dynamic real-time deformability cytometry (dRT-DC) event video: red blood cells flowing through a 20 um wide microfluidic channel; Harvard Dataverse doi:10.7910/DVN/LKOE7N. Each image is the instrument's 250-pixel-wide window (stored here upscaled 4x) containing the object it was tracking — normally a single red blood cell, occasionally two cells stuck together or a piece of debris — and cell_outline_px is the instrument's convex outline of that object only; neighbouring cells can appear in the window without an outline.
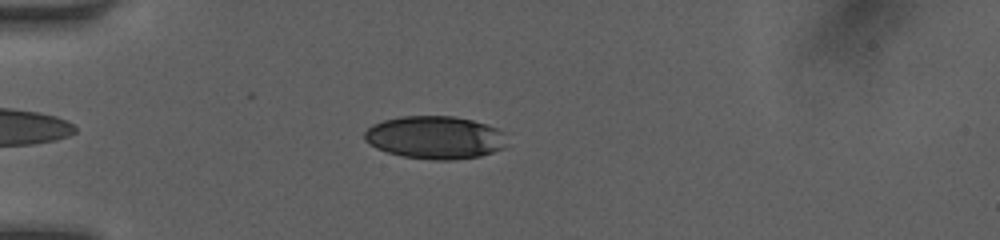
{"species": "human", "species_latin": "Homo sapiens", "temperature_condition": "room temperature", "stored_images_in_passage": 38, "camera_frame_rate_fps": 3000, "um_per_image_px": 0.085, "donor": {"sex": "female"}, "frame": {"image": 1, "passage_image": 6, "time_ms": 1.667, "image_size_px": [1000, 240], "cell_outline_px": [[504, 148], [480, 156], [452, 160], [436, 160], [404, 156], [388, 152], [376, 148], [368, 144], [364, 140], [364, 132], [372, 124], [384, 120], [400, 116], [452, 116], [472, 120], [496, 128], [504, 132]], "centroid_in_image_um": [36.94, 11.68], "position_along_channel_um": 48.1, "area_um2": 35.43}}
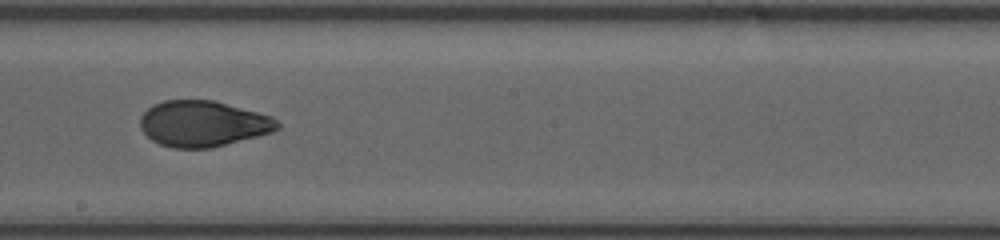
{"frame": {"image": 2, "passage_image": 21, "time_ms": 6.667, "image_size_px": [1000, 240], "cell_outline_px": [[280, 128], [272, 132], [212, 148], [172, 148], [160, 144], [152, 140], [140, 128], [140, 116], [152, 104], [164, 100], [212, 100], [272, 116], [280, 124]], "centroid_in_image_um": [17.23, 10.51], "position_along_channel_um": 231.0, "area_um2": 36.65}}
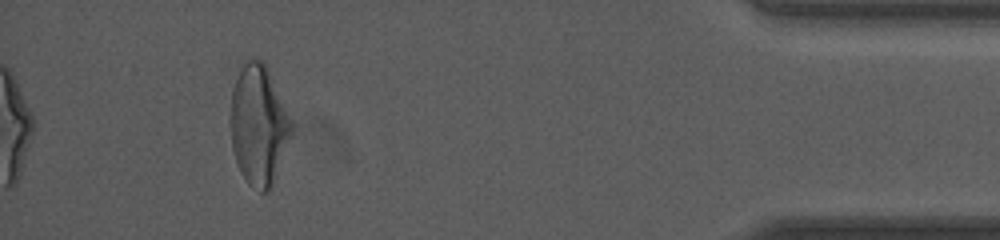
{"frame": {"image": 3, "passage_image": 38, "time_ms": 12.333, "image_size_px": [1000, 240], "cell_outline_px": [[292, 132], [272, 184], [264, 192], [260, 192], [248, 184], [240, 172], [232, 148], [232, 88], [240, 60], [260, 60], [268, 68], [292, 120]], "centroid_in_image_um": [21.97, 10.57], "position_along_channel_um": 413.2, "area_um2": 42.14}, "authors_computed_cell_mechanics": {"area_um2": 37.3099, "velocity_mm_per_s": 4.1544, "shape_relaxation_time_tau1_ms": 5.0404, "shape_relaxation_time_tau2_ms": 1.5205, "deformation_change_tau1": 0.1693, "deformation_change_tau2": 0.0635}}